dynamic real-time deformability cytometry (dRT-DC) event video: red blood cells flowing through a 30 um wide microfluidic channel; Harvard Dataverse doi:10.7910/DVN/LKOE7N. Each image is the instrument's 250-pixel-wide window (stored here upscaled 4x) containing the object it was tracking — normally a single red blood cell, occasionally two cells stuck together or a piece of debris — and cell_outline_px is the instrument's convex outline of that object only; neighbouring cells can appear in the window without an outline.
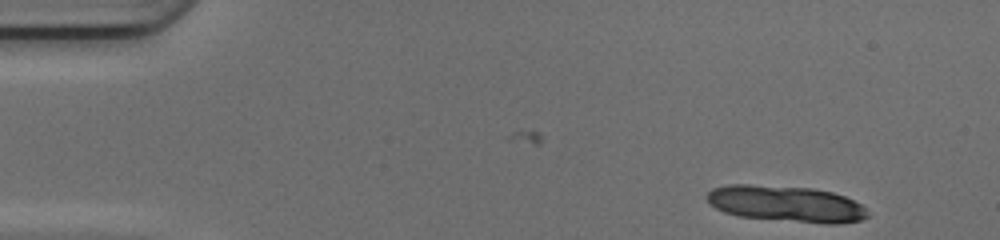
{"species": "common noctule bat (a hibernating species)", "species_latin": "Nyctalus noctula", "temperature_condition": "cold", "stored_images_in_passage": 34, "camera_frame_rate_fps": 3000, "um_per_image_px": 0.085, "animal": {"sex": "female", "body_mass_g": 17.0, "forearm_length_mm": 48.0}, "frame": {"image": 1, "passage_image": 1, "time_ms": 0.0, "image_size_px": [1000, 240], "cell_outline_px": [[868, 216], [860, 220], [836, 224], [828, 224], [736, 216], [724, 212], [716, 208], [704, 196], [712, 188], [728, 184], [748, 184], [812, 188], [832, 192], [844, 196], [860, 204], [868, 212]], "centroid_in_image_um": [66.78, 17.32], "position_along_channel_um": 18.2, "area_um2": 33.87}}
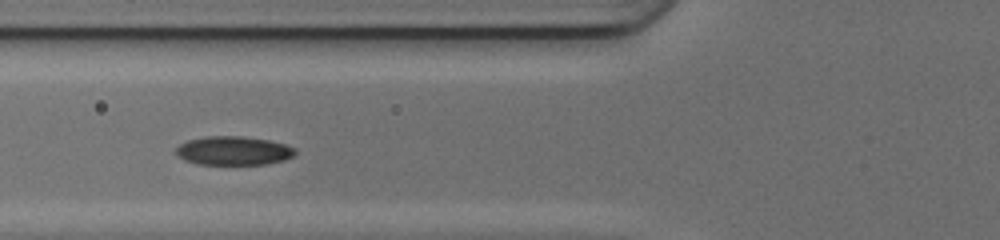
{"frame": {"image": 2, "passage_image": 16, "time_ms": 5.0, "image_size_px": [1000, 240], "cell_outline_px": [[296, 152], [292, 156], [284, 160], [268, 164], [196, 164], [184, 160], [176, 156], [176, 148], [180, 144], [188, 140], [204, 136], [240, 136], [268, 140], [284, 144], [296, 148]], "centroid_in_image_um": [19.82, 12.81], "position_along_channel_um": 106.0, "area_um2": 20.06}}
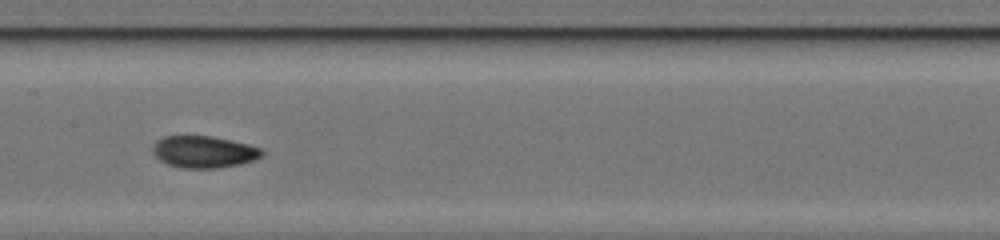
{"frame": {"image": 3, "passage_image": 22, "time_ms": 7.0, "image_size_px": [1000, 240], "cell_outline_px": [[264, 156], [240, 164], [216, 168], [180, 168], [168, 164], [160, 160], [152, 152], [152, 148], [156, 140], [164, 136], [212, 136], [248, 144], [260, 148], [264, 152]], "centroid_in_image_um": [17.32, 12.9], "position_along_channel_um": 190.1, "area_um2": 20.29}}